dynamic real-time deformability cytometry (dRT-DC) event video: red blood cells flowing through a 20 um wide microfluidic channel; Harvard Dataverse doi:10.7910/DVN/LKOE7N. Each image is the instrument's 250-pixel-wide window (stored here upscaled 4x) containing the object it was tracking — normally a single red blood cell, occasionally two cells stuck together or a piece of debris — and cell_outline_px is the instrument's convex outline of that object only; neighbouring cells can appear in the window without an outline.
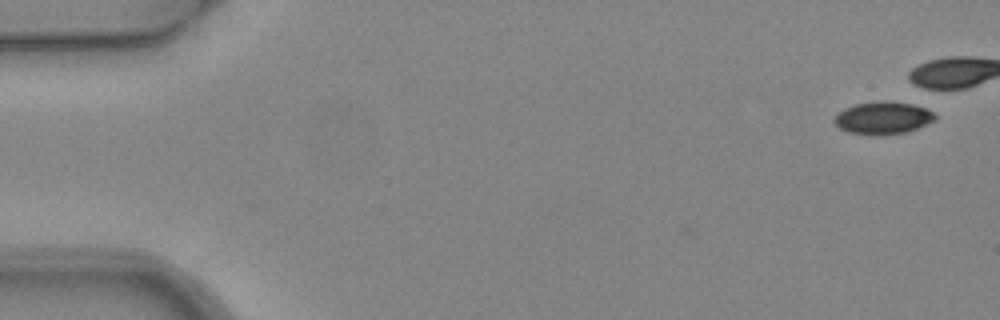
{"species": "common noctule bat (a hibernating species)", "species_latin": "Nyctalus noctula", "temperature_condition": "warm", "stored_images_in_passage": 5, "camera_frame_rate_fps": 3000, "um_per_image_px": 0.085, "animal": {"sex": "female", "body_mass_g": 24.6, "forearm_length_mm": 56.2}, "frame": {"image": 1, "passage_image": 1, "time_ms": 0.0, "image_size_px": [1000, 320], "cell_outline_px": [[936, 120], [908, 132], [876, 136], [848, 132], [840, 128], [832, 120], [844, 108], [856, 104], [876, 100], [892, 100], [912, 104], [924, 108], [932, 112], [936, 116]], "centroid_in_image_um": [75.06, 10.02], "position_along_channel_um": 9.9, "area_um2": 19.31}}
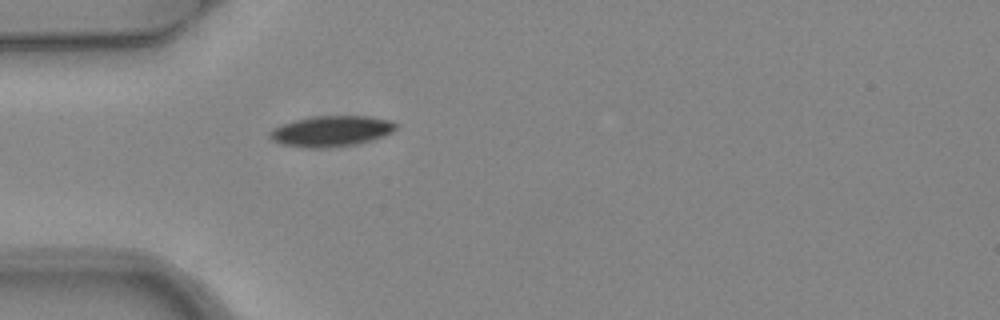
{"frame": {"image": 2, "passage_image": 5, "time_ms": 1.333, "image_size_px": [1000, 320], "cell_outline_px": [[396, 128], [392, 132], [356, 144], [324, 148], [308, 148], [280, 144], [272, 140], [268, 136], [268, 132], [272, 128], [280, 124], [296, 120], [316, 116], [368, 116], [392, 120], [396, 124]], "centroid_in_image_um": [28.09, 11.14], "position_along_channel_um": 56.9, "area_um2": 22.48}}